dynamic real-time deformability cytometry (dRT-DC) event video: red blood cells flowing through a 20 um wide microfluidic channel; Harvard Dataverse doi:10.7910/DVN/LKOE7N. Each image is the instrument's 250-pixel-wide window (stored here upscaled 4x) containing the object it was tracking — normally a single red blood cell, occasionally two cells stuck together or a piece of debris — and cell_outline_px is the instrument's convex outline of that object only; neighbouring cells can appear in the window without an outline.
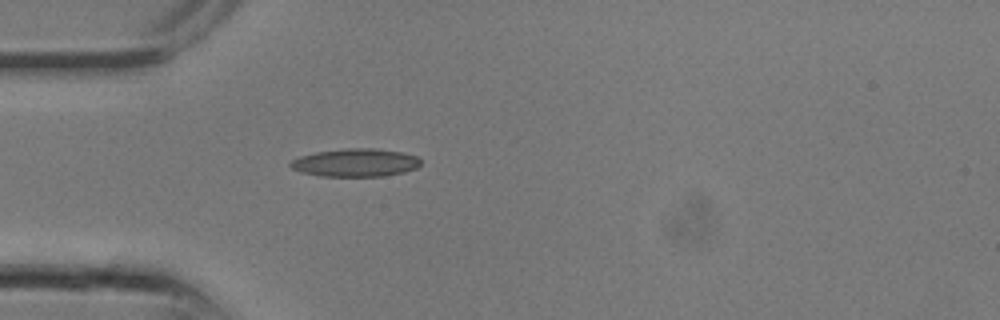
{"species": "common noctule bat (a hibernating species)", "species_latin": "Nyctalus noctula", "temperature_condition": "room temperature", "stored_images_in_passage": 9, "camera_frame_rate_fps": 3000, "um_per_image_px": 0.085, "animal": {"sex": "male", "body_mass_g": 13.3}, "frame": {"image": 1, "passage_image": 7, "time_ms": 2.0, "image_size_px": [1000, 320], "cell_outline_px": [[420, 164], [416, 168], [404, 172], [384, 176], [320, 176], [300, 172], [292, 168], [288, 164], [292, 160], [300, 156], [316, 152], [348, 148], [376, 148], [400, 152], [416, 156], [420, 160]], "centroid_in_image_um": [30.2, 13.83], "position_along_channel_um": 54.8, "area_um2": 21.21}}
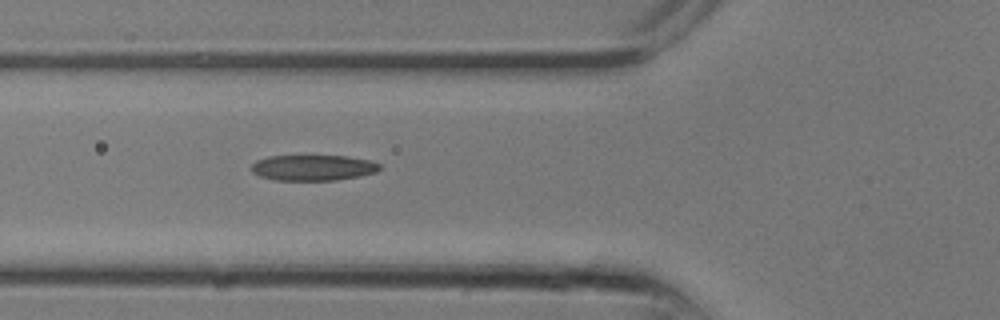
{"frame": {"image": 2, "passage_image": 9, "time_ms": 2.667, "image_size_px": [1000, 320], "cell_outline_px": [[380, 168], [376, 172], [360, 176], [336, 180], [276, 180], [260, 176], [252, 172], [248, 168], [256, 160], [268, 156], [348, 156], [368, 160], [380, 164]], "centroid_in_image_um": [26.57, 14.25], "position_along_channel_um": 99.2, "area_um2": 19.25}}